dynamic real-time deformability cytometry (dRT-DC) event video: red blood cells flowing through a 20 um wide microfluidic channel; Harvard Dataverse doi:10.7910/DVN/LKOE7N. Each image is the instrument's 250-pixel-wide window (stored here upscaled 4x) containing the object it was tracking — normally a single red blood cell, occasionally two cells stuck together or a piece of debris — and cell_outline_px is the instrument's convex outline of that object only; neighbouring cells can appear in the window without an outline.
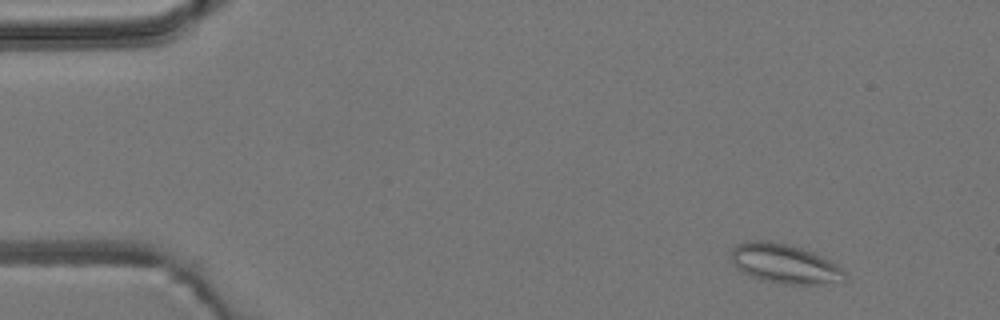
{"species": "common noctule bat (a hibernating species)", "species_latin": "Nyctalus noctula", "temperature_condition": "room temperature", "stored_images_in_passage": 5, "camera_frame_rate_fps": 3000, "um_per_image_px": 0.085, "animal": {"sex": "male", "body_mass_g": 19.2, "forearm_length_mm": 51.8}, "frame": {"image": 1, "passage_image": 2, "time_ms": 0.333, "image_size_px": [1000, 320], "cell_outline_px": [[848, 276], [844, 280], [816, 284], [784, 284], [760, 280], [740, 272], [736, 268], [732, 260], [732, 248], [736, 244], [744, 240], [768, 240], [792, 244], [824, 256], [836, 264]], "centroid_in_image_um": [66.65, 22.39], "position_along_channel_um": 18.4, "area_um2": 26.53}}